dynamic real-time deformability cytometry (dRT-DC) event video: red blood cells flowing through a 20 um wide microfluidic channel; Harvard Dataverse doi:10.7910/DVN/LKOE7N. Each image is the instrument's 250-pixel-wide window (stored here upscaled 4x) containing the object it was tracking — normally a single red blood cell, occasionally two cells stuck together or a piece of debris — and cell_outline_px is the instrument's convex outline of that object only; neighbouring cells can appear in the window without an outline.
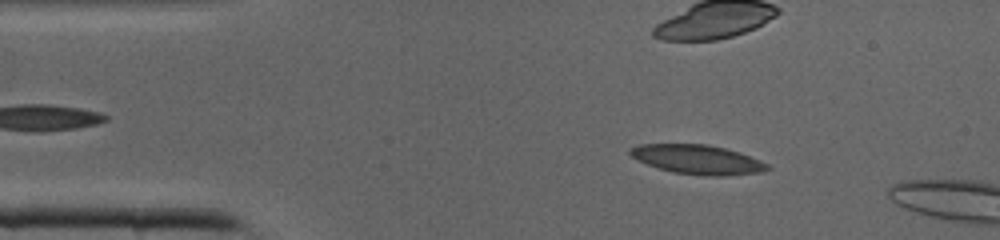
{"species": "common noctule bat (a hibernating species)", "species_latin": "Nyctalus noctula", "temperature_condition": "cold", "stored_images_in_passage": 7, "camera_frame_rate_fps": 3000, "um_per_image_px": 0.085, "animal": {"sex": "male", "body_mass_g": 19.0, "forearm_length_mm": 50.8}, "frame": {"image": 1, "passage_image": 5, "time_ms": 1.333, "image_size_px": [1000, 240], "cell_outline_px": [[772, 168], [756, 172], [720, 176], [704, 176], [676, 172], [660, 168], [648, 164], [632, 156], [628, 152], [632, 148], [640, 144], [704, 144], [724, 148], [748, 156], [768, 164]], "centroid_in_image_um": [59.27, 13.55], "position_along_channel_um": 25.7, "area_um2": 22.72}}